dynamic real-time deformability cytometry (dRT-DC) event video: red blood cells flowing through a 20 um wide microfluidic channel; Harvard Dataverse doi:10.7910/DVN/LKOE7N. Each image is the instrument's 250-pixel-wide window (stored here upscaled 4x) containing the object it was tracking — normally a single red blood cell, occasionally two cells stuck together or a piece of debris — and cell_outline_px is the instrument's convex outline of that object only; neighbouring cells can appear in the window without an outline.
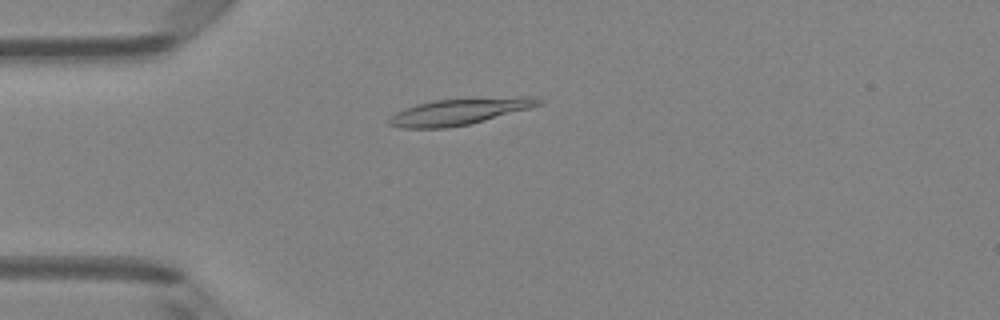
{"species": "Egyptian fruit bat (a non-hibernating species)", "species_latin": "Rousettus aegyptiacus", "temperature_condition": "room temperature", "stored_images_in_passage": 5, "camera_frame_rate_fps": 3000, "um_per_image_px": 0.085, "animal": {"sex": "female"}, "frame": {"image": 1, "passage_image": 4, "time_ms": 1.0, "image_size_px": [1000, 320], "cell_outline_px": [[544, 104], [484, 120], [468, 124], [448, 128], [400, 128], [388, 124], [388, 120], [396, 112], [404, 108], [416, 104], [432, 100], [524, 96], [536, 96], [544, 100]], "centroid_in_image_um": [39.07, 9.47], "position_along_channel_um": 45.9, "area_um2": 23.0}}